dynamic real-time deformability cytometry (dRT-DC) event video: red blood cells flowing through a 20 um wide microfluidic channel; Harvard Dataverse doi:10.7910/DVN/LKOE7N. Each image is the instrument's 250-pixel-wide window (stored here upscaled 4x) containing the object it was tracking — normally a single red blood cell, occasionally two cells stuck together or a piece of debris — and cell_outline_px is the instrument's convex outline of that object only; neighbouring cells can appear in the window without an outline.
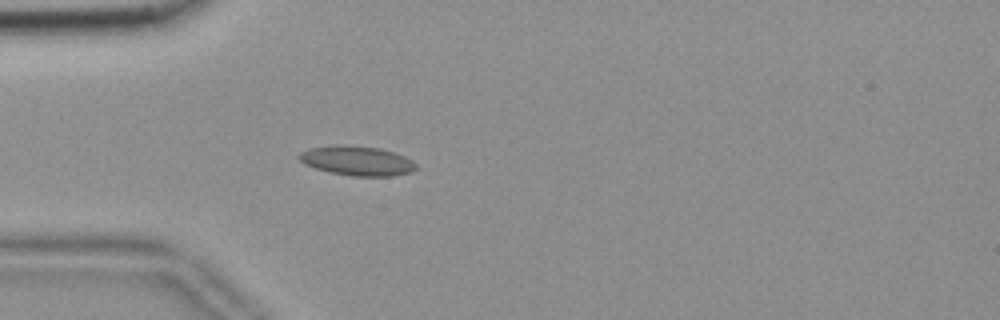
{"species": "common noctule bat (a hibernating species)", "species_latin": "Nyctalus noctula", "temperature_condition": "room temperature", "stored_images_in_passage": 46, "camera_frame_rate_fps": 3000, "um_per_image_px": 0.085, "animal": {"sex": "female", "body_mass_g": 18.4}, "frame": {"image": 1, "passage_image": 7, "time_ms": 2.0, "image_size_px": [1000, 320], "cell_outline_px": [[416, 168], [412, 172], [392, 176], [352, 176], [332, 172], [316, 168], [304, 164], [296, 156], [300, 152], [308, 148], [332, 144], [336, 144], [380, 148], [404, 156], [412, 160], [416, 164]], "centroid_in_image_um": [30.32, 13.65], "position_along_channel_um": 54.7, "area_um2": 20.17}}
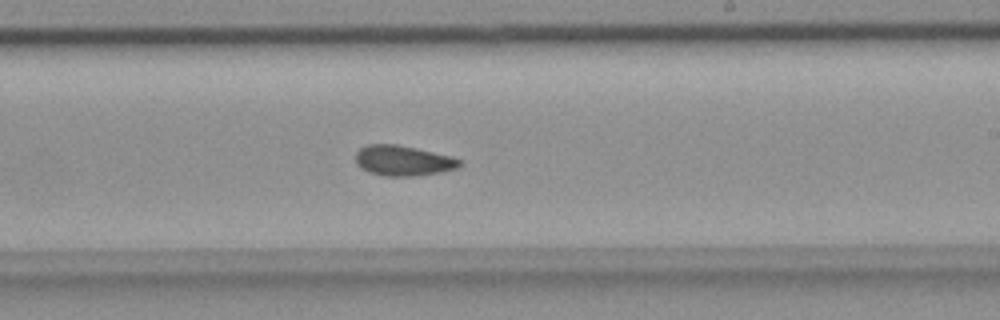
{"frame": {"image": 2, "passage_image": 24, "time_ms": 7.667, "image_size_px": [1000, 320], "cell_outline_px": [[460, 168], [440, 172], [412, 176], [384, 176], [368, 172], [360, 168], [356, 164], [356, 152], [364, 144], [396, 144], [416, 148], [448, 156], [460, 160]], "centroid_in_image_um": [34.2, 13.65], "position_along_channel_um": 254.8, "area_um2": 18.32}}
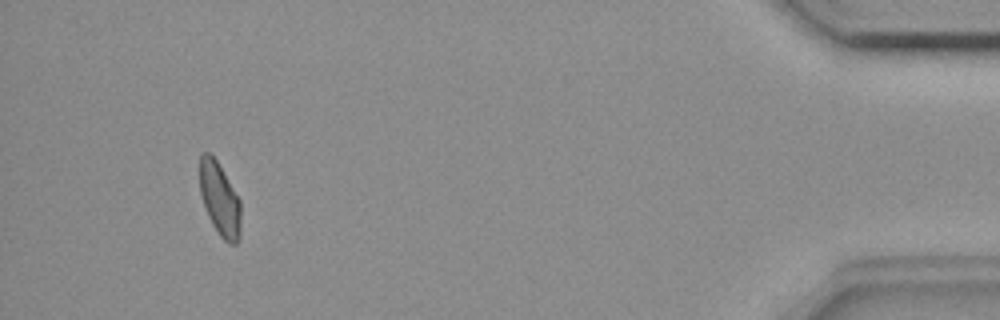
{"frame": {"image": 3, "passage_image": 43, "time_ms": 14.0, "image_size_px": [1000, 320], "cell_outline_px": [[240, 236], [236, 244], [228, 244], [220, 236], [212, 224], [208, 216], [200, 192], [200, 156], [204, 152], [208, 152], [216, 160], [240, 200]], "centroid_in_image_um": [18.68, 16.97], "position_along_channel_um": 416.5, "area_um2": 17.28}, "authors_computed_cell_mechanics": {"area_um2": 18.2359, "velocity_mm_per_s": 3.6524, "shape_relaxation_time_tau1_ms": null, "shape_relaxation_time_tau2_ms": 3.9138, "deformation_change_tau1": null, "deformation_change_tau2": 0.102}}